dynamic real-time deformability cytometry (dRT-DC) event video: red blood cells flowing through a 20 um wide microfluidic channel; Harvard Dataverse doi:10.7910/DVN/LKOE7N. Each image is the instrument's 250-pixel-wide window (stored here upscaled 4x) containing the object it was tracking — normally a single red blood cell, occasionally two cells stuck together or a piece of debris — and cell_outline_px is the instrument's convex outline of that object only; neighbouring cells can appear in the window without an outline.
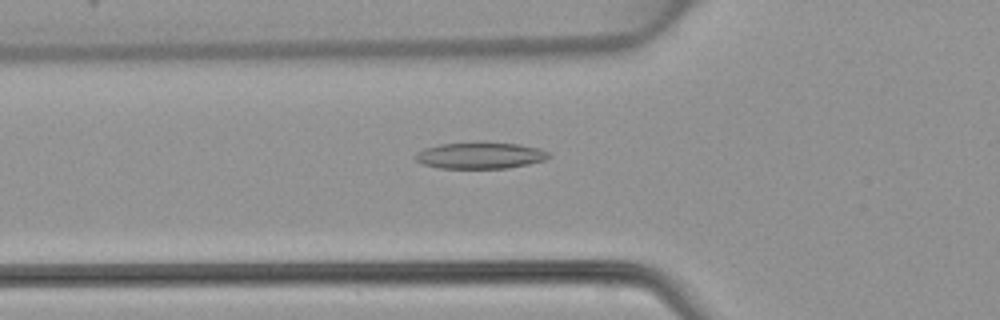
{"species": "common noctule bat (a hibernating species)", "species_latin": "Nyctalus noctula", "temperature_condition": "warm", "stored_images_in_passage": 48, "camera_frame_rate_fps": 3000, "um_per_image_px": 0.085, "animal": {"sex": "female", "body_mass_g": 22.7, "forearm_length_mm": 54.2}, "frame": {"image": 1, "passage_image": 17, "time_ms": 5.333, "image_size_px": [1000, 320], "cell_outline_px": [[552, 156], [544, 160], [528, 164], [508, 168], [440, 168], [424, 164], [416, 160], [412, 156], [416, 152], [424, 148], [440, 144], [476, 140], [484, 140], [520, 144], [540, 148], [548, 152]], "centroid_in_image_um": [40.81, 13.17], "position_along_channel_um": 85.0, "area_um2": 21.33}}
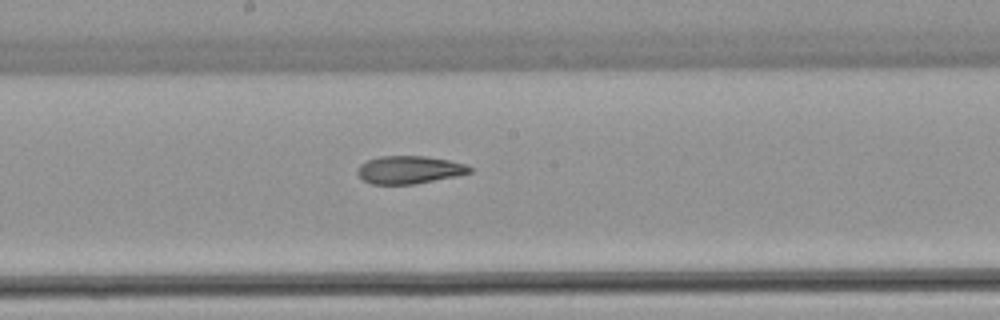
{"frame": {"image": 2, "passage_image": 26, "time_ms": 8.333, "image_size_px": [1000, 320], "cell_outline_px": [[472, 172], [456, 176], [416, 184], [372, 184], [364, 180], [356, 172], [356, 168], [360, 164], [368, 160], [380, 156], [424, 156], [448, 160], [464, 164], [472, 168]], "centroid_in_image_um": [34.77, 14.43], "position_along_channel_um": 213.4, "area_um2": 18.15}}
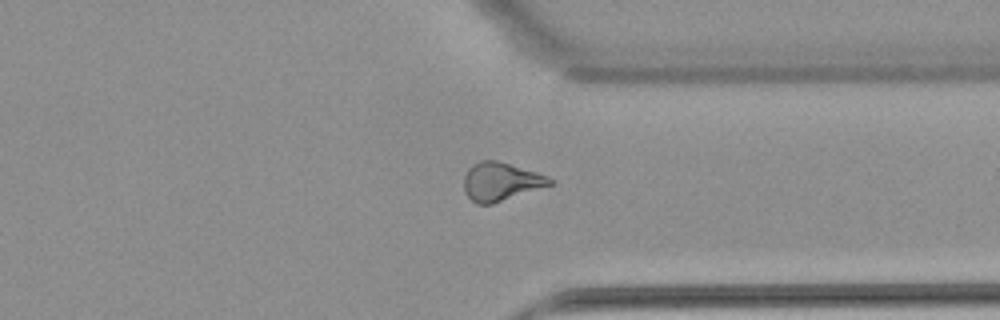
{"frame": {"image": 3, "passage_image": 37, "time_ms": 12.0, "image_size_px": [1000, 320], "cell_outline_px": [[556, 184], [492, 204], [476, 204], [464, 192], [464, 176], [468, 168], [472, 164], [480, 160], [496, 160], [536, 172], [548, 176], [556, 180]], "centroid_in_image_um": [42.6, 15.44], "position_along_channel_um": 368.8, "area_um2": 19.48}}